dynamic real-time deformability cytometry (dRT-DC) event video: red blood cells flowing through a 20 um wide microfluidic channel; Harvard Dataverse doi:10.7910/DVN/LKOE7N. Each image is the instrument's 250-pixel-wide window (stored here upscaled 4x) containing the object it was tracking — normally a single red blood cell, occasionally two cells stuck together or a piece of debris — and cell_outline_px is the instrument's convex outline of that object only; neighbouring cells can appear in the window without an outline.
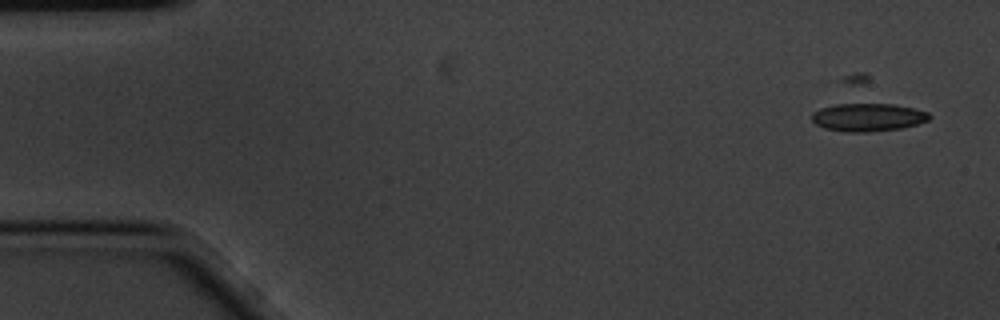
{"species": "common noctule bat (a hibernating species)", "species_latin": "Nyctalus noctula", "temperature_condition": "cold", "stored_images_in_passage": 6, "camera_frame_rate_fps": 3000, "um_per_image_px": 0.085, "animal": {"sex": "male", "body_mass_g": 20.1, "forearm_length_mm": 53.5}, "frame": {"image": 1, "passage_image": 1, "time_ms": 0.0, "image_size_px": [1000, 320], "cell_outline_px": [[932, 116], [928, 120], [916, 124], [900, 128], [868, 132], [844, 132], [824, 128], [816, 124], [812, 120], [812, 112], [820, 108], [852, 100], [892, 104], [912, 108], [928, 112]], "centroid_in_image_um": [73.72, 9.92], "position_along_channel_um": 11.3, "area_um2": 19.88}}
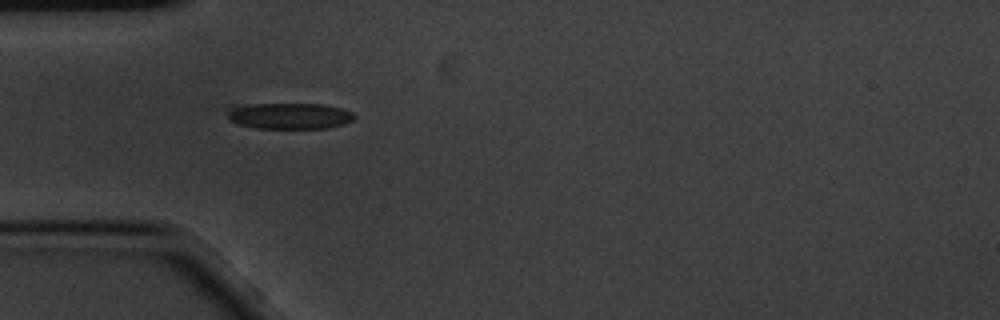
{"frame": {"image": 2, "passage_image": 5, "time_ms": 1.333, "image_size_px": [1000, 320], "cell_outline_px": [[356, 116], [352, 120], [344, 124], [328, 128], [256, 128], [240, 124], [228, 120], [224, 108], [224, 104], [320, 104], [340, 108], [352, 112]], "centroid_in_image_um": [24.46, 9.83], "position_along_channel_um": 60.5, "area_um2": 19.77}}
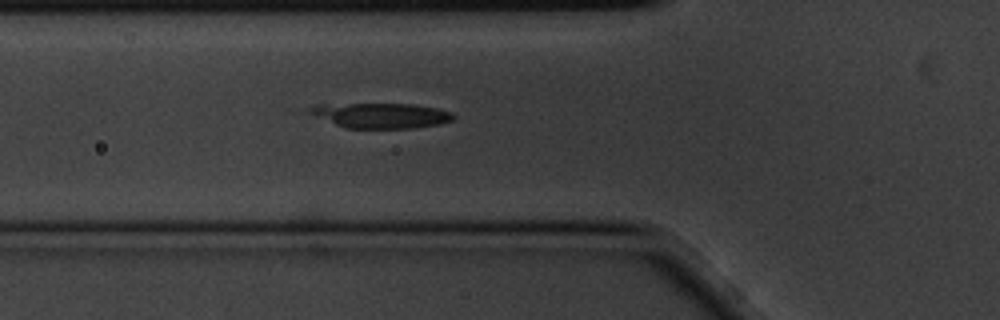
{"frame": {"image": 3, "passage_image": 6, "time_ms": 1.667, "image_size_px": [1000, 320], "cell_outline_px": [[456, 116], [452, 120], [440, 124], [416, 128], [344, 128], [316, 116], [308, 112], [308, 108], [320, 104], [412, 104], [436, 108], [452, 112]], "centroid_in_image_um": [32.41, 9.82], "position_along_channel_um": 93.4, "area_um2": 20.98}}